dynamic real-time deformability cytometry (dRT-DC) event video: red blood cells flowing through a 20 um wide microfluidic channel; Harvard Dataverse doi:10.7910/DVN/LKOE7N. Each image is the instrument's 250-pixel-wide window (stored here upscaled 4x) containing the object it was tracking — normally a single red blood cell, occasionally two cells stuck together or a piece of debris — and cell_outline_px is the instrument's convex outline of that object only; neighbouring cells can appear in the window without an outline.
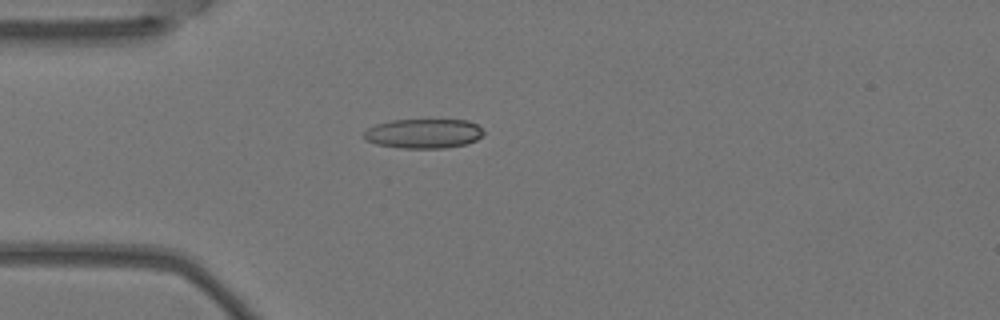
{"species": "Egyptian fruit bat (a non-hibernating species)", "species_latin": "Rousettus aegyptiacus", "temperature_condition": "warm", "stored_images_in_passage": 5, "camera_frame_rate_fps": 3000, "um_per_image_px": 0.085, "animal": {"sex": "female"}, "frame": {"image": 1, "passage_image": 5, "time_ms": 1.333, "image_size_px": [1000, 320], "cell_outline_px": [[484, 132], [476, 140], [464, 144], [444, 148], [400, 148], [376, 144], [364, 140], [364, 132], [368, 128], [376, 124], [392, 120], [468, 120], [476, 124]], "centroid_in_image_um": [35.97, 11.35], "position_along_channel_um": 49.0, "area_um2": 20.46}}